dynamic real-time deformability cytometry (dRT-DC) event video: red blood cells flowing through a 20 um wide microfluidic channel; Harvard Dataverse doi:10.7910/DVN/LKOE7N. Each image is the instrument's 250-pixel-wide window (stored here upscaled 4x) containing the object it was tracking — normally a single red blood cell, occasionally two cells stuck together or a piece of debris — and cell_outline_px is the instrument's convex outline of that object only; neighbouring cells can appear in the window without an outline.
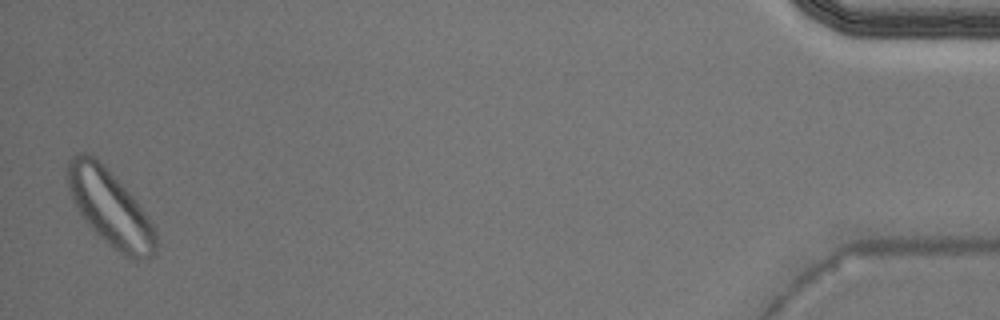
{"species": "Egyptian fruit bat (a non-hibernating species)", "species_latin": "Rousettus aegyptiacus", "temperature_condition": "warm", "stored_images_in_passage": 32, "camera_frame_rate_fps": 3000, "um_per_image_px": 0.085, "animal": {"sex": "male"}, "frame": {"image": 1, "passage_image": 32, "time_ms": 10.333, "image_size_px": [1000, 320], "cell_outline_px": [[156, 252], [140, 260], [136, 260], [120, 252], [108, 244], [84, 220], [68, 188], [68, 160], [76, 152], [84, 152], [96, 156], [136, 200], [156, 232]], "centroid_in_image_um": [9.34, 17.63], "position_along_channel_um": 425.9, "area_um2": 38.21}}